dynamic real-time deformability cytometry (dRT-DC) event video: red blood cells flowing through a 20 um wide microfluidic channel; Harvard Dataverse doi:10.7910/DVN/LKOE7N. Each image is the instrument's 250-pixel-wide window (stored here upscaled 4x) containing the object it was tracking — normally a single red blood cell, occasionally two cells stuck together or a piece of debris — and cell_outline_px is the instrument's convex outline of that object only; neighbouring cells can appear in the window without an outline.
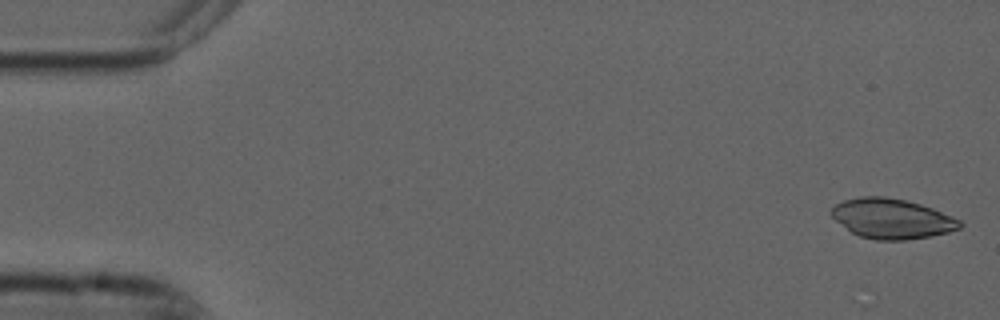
{"species": "common noctule bat (a hibernating species)", "species_latin": "Nyctalus noctula", "temperature_condition": "cold", "stored_images_in_passage": 53, "camera_frame_rate_fps": 3000, "um_per_image_px": 0.085, "animal": {"sex": "male", "forearm_length_mm": 52.5}, "frame": {"image": 1, "passage_image": 1, "time_ms": 0.0, "image_size_px": [1000, 320], "cell_outline_px": [[964, 224], [960, 228], [948, 232], [928, 236], [904, 240], [876, 240], [860, 236], [852, 232], [836, 220], [828, 212], [836, 204], [844, 200], [860, 196], [884, 196], [904, 200], [920, 204], [932, 208], [952, 216], [960, 220]], "centroid_in_image_um": [75.8, 18.58], "position_along_channel_um": 9.2, "area_um2": 29.71}}
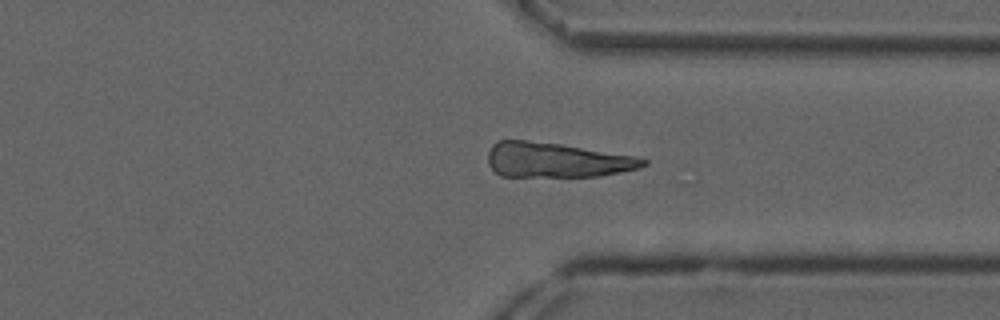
{"frame": {"image": 2, "passage_image": 40, "time_ms": 13.0, "image_size_px": [1000, 320], "cell_outline_px": [[648, 164], [640, 168], [600, 176], [500, 176], [488, 164], [488, 152], [492, 144], [496, 140], [528, 140], [560, 144], [636, 156], [648, 160]], "centroid_in_image_um": [47.3, 13.6], "position_along_channel_um": 364.1, "area_um2": 31.56}}